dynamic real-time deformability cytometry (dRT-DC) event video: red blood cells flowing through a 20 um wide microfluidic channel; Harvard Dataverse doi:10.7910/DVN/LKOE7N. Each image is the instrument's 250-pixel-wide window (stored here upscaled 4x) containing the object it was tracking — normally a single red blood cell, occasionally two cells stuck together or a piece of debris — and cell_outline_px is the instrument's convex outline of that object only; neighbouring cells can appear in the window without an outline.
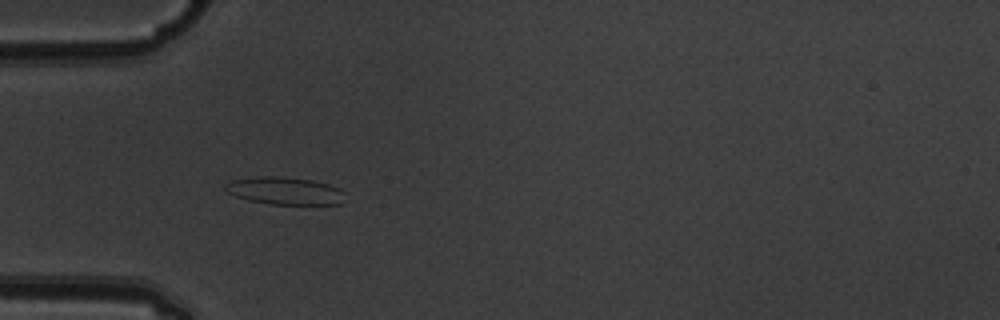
{"species": "common noctule bat (a hibernating species)", "species_latin": "Nyctalus noctula", "temperature_condition": "warm", "stored_images_in_passage": 7, "camera_frame_rate_fps": 3000, "um_per_image_px": 0.085, "animal": {"sex": "male", "body_mass_g": 19.5, "forearm_length_mm": 54.6}, "frame": {"image": 1, "passage_image": 6, "time_ms": 1.667, "image_size_px": [1000, 320], "cell_outline_px": [[344, 192], [340, 204], [268, 204], [248, 200], [236, 196], [228, 192], [224, 188], [232, 180], [252, 176], [276, 176], [312, 180], [328, 184], [340, 188]], "centroid_in_image_um": [24.2, 16.21], "position_along_channel_um": 60.8, "area_um2": 19.07}}